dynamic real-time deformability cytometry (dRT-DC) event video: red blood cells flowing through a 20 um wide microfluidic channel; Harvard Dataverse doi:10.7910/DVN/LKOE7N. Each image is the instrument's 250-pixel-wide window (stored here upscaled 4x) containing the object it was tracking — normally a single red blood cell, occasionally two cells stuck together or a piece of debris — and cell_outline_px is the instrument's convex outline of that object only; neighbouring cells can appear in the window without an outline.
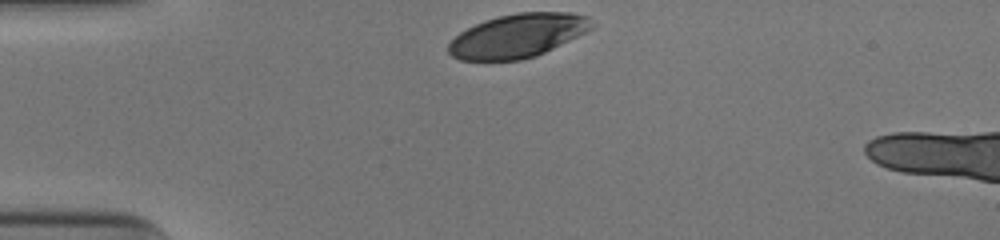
{"species": "human", "species_latin": "Homo sapiens", "temperature_condition": "cold", "stored_images_in_passage": 30, "camera_frame_rate_fps": 3000, "um_per_image_px": 0.085, "donor": {"sex": "male"}, "frame": {"image": 1, "passage_image": 1, "time_ms": 0.0, "image_size_px": [1000, 240], "cell_outline_px": [[596, 24], [592, 28], [536, 56], [520, 60], [460, 60], [452, 56], [448, 52], [448, 44], [460, 32], [484, 20], [516, 12], [568, 12], [588, 16]], "centroid_in_image_um": [44.0, 3.03], "position_along_channel_um": 41.0, "area_um2": 36.18}}
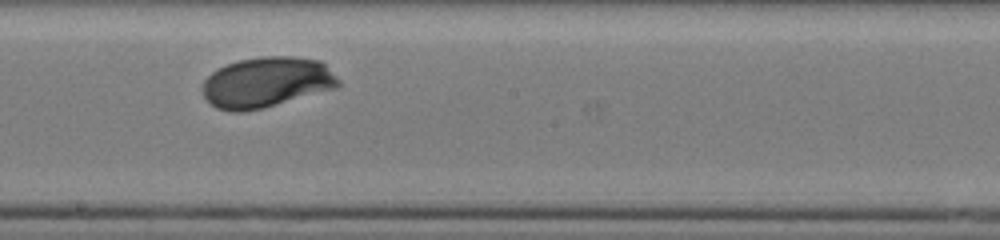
{"frame": {"image": 2, "passage_image": 18, "time_ms": 5.667, "image_size_px": [1000, 240], "cell_outline_px": [[340, 84], [336, 88], [264, 108], [244, 112], [232, 112], [216, 108], [204, 96], [200, 88], [204, 80], [212, 72], [228, 64], [240, 60], [260, 56], [292, 56], [320, 60], [340, 80]], "centroid_in_image_um": [22.64, 7.0], "position_along_channel_um": 225.6, "area_um2": 40.06}}
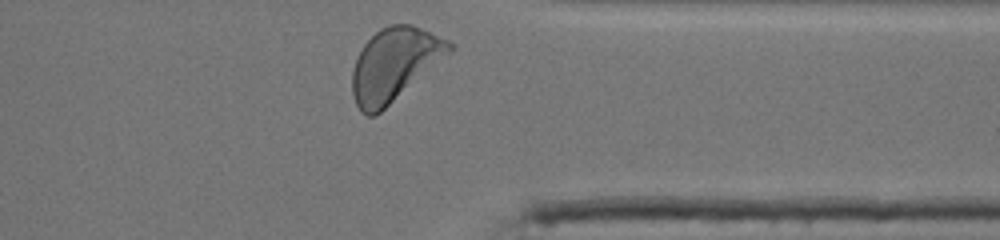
{"frame": {"image": 3, "passage_image": 30, "time_ms": 9.667, "image_size_px": [1000, 240], "cell_outline_px": [[452, 48], [448, 52], [376, 116], [368, 116], [360, 112], [352, 96], [352, 72], [356, 60], [364, 44], [380, 28], [388, 24], [412, 24], [448, 40], [452, 44]], "centroid_in_image_um": [33.44, 5.48], "position_along_channel_um": 378.0, "area_um2": 40.17}, "authors_computed_cell_mechanics": {"area_um2": 38.8416, "velocity_mm_per_s": 3.8884, "shape_relaxation_time_tau1_ms": 3.1372, "shape_relaxation_time_tau2_ms": null, "deformation_change_tau1": 0.1397, "deformation_change_tau2": null}}